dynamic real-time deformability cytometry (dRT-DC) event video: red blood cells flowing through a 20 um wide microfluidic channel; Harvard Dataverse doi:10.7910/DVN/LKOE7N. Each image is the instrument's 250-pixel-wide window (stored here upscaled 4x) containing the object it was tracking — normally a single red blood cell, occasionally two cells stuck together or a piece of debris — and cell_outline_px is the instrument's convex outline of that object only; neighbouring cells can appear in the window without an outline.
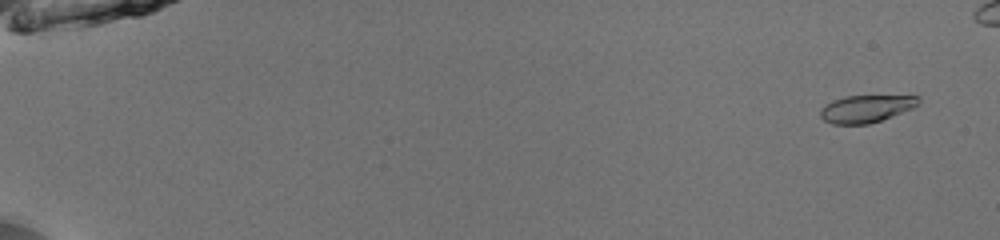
{"species": "common noctule bat (a hibernating species)", "species_latin": "Nyctalus noctula", "temperature_condition": "room temperature", "stored_images_in_passage": 52, "camera_frame_rate_fps": 3000, "um_per_image_px": 0.085, "animal": {"sex": "male", "body_mass_g": 13.0, "forearm_length_mm": 53.1}, "frame": {"image": 1, "passage_image": 4, "time_ms": 1.0, "image_size_px": [1000, 240], "cell_outline_px": [[920, 100], [912, 108], [892, 116], [868, 124], [832, 124], [824, 120], [820, 116], [820, 108], [824, 104], [832, 100], [844, 96], [920, 96]], "centroid_in_image_um": [73.55, 9.24], "position_along_channel_um": 11.4, "area_um2": 15.55}}
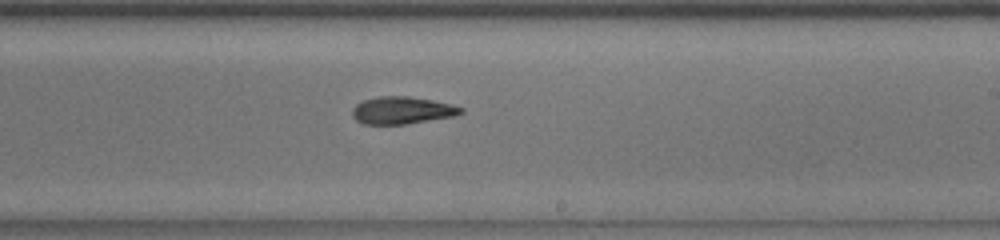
{"frame": {"image": 2, "passage_image": 35, "time_ms": 11.333, "image_size_px": [1000, 240], "cell_outline_px": [[464, 112], [452, 116], [404, 124], [364, 124], [356, 120], [352, 116], [352, 108], [356, 104], [364, 100], [380, 96], [408, 96], [432, 100], [452, 104], [464, 108]], "centroid_in_image_um": [34.16, 9.37], "position_along_channel_um": 254.8, "area_um2": 17.17}}
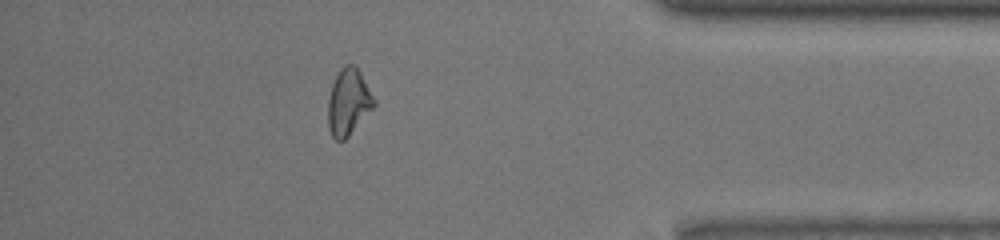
{"frame": {"image": 3, "passage_image": 48, "time_ms": 15.667, "image_size_px": [1000, 240], "cell_outline_px": [[376, 104], [348, 136], [344, 140], [336, 140], [332, 136], [328, 128], [328, 100], [332, 84], [340, 68], [344, 64], [356, 64], [376, 100]], "centroid_in_image_um": [29.62, 8.64], "position_along_channel_um": 405.6, "area_um2": 17.8}}